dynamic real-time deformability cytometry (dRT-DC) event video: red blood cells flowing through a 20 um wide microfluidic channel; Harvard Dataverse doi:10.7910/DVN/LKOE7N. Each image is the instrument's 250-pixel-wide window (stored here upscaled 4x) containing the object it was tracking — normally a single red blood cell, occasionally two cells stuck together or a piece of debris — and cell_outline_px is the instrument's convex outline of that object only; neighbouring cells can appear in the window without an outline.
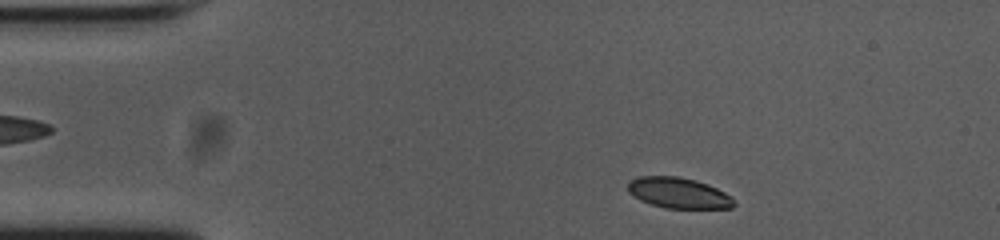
{"species": "common noctule bat (a hibernating species)", "species_latin": "Nyctalus noctula", "temperature_condition": "cold", "stored_images_in_passage": 48, "camera_frame_rate_fps": 3000, "um_per_image_px": 0.085, "animal": {"sex": "female", "body_mass_g": 23.0, "forearm_length_mm": 53.4}, "frame": {"image": 1, "passage_image": 3, "time_ms": 0.667, "image_size_px": [1000, 240], "cell_outline_px": [[736, 204], [732, 208], [664, 208], [640, 200], [628, 192], [628, 180], [640, 176], [676, 176], [708, 184], [724, 192], [736, 200]], "centroid_in_image_um": [57.67, 16.4], "position_along_channel_um": 27.3, "area_um2": 18.96}}
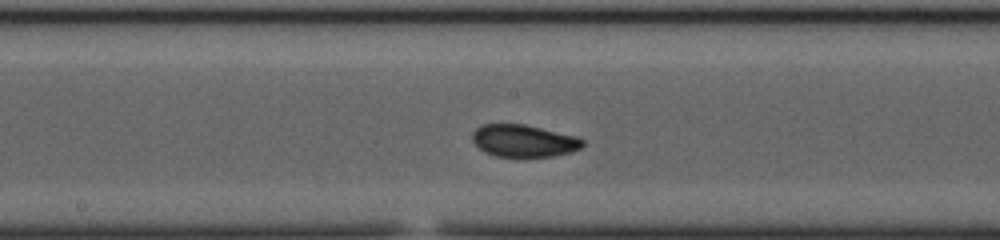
{"frame": {"image": 2, "passage_image": 22, "time_ms": 7.0, "image_size_px": [1000, 240], "cell_outline_px": [[584, 144], [580, 148], [572, 152], [552, 156], [496, 156], [484, 152], [472, 140], [472, 132], [480, 124], [524, 124], [580, 136], [584, 140]], "centroid_in_image_um": [44.54, 11.95], "position_along_channel_um": 203.7, "area_um2": 20.87}}
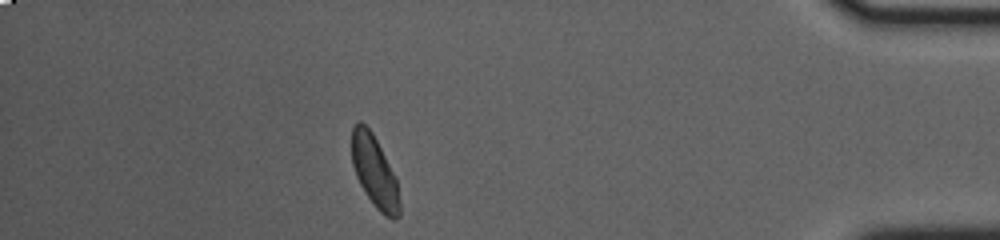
{"frame": {"image": 3, "passage_image": 42, "time_ms": 13.667, "image_size_px": [1000, 240], "cell_outline_px": [[400, 216], [396, 220], [392, 220], [384, 216], [372, 204], [364, 192], [356, 176], [352, 164], [352, 128], [356, 120], [360, 120], [372, 132], [396, 176], [400, 200]], "centroid_in_image_um": [31.85, 14.63], "position_along_channel_um": 403.3, "area_um2": 20.35}, "authors_computed_cell_mechanics": {"area_um2": 20.8658, "velocity_mm_per_s": 3.7266, "shape_relaxation_time_tau1_ms": 4.8233, "shape_relaxation_time_tau2_ms": 1.1662, "deformation_change_tau1": 0.1517, "deformation_change_tau2": 0.0421}}